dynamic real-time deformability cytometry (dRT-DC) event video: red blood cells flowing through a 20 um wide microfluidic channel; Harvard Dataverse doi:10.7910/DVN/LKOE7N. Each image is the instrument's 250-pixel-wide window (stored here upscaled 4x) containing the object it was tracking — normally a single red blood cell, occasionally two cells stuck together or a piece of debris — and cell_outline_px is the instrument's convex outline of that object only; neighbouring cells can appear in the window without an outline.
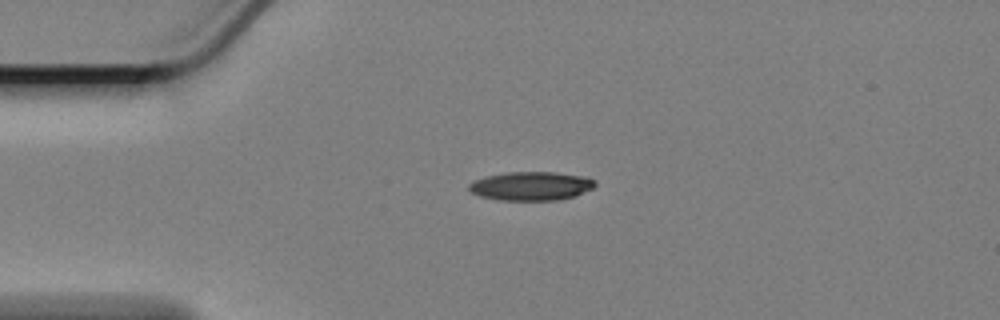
{"species": "Egyptian fruit bat (a non-hibernating species)", "species_latin": "Rousettus aegyptiacus", "temperature_condition": "cold", "stored_images_in_passage": 39, "camera_frame_rate_fps": 3000, "um_per_image_px": 0.085, "animal": {"sex": "female"}, "frame": {"image": 1, "passage_image": 1, "time_ms": 0.0, "image_size_px": [1000, 320], "cell_outline_px": [[596, 184], [592, 188], [576, 196], [560, 200], [496, 200], [480, 196], [472, 192], [468, 188], [468, 184], [476, 180], [488, 176], [508, 172], [556, 172], [588, 176], [596, 180]], "centroid_in_image_um": [45.2, 15.81], "position_along_channel_um": 39.8, "area_um2": 21.27}}
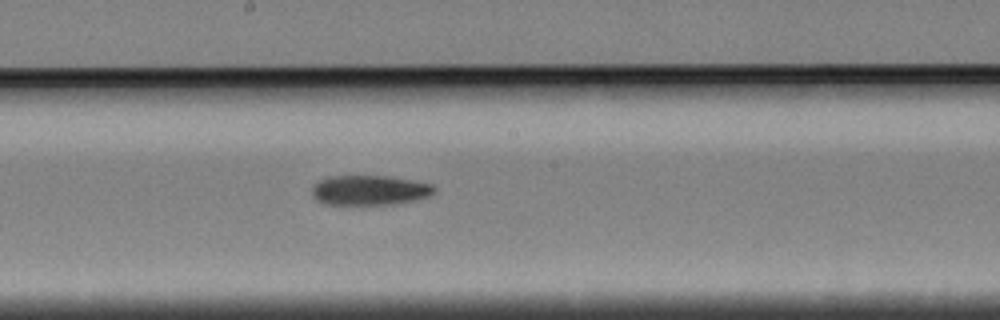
{"frame": {"image": 2, "passage_image": 19, "time_ms": 6.0, "image_size_px": [1000, 320], "cell_outline_px": [[436, 192], [428, 196], [396, 204], [324, 204], [316, 200], [312, 196], [312, 188], [320, 180], [328, 176], [388, 176], [412, 180], [432, 184], [436, 188]], "centroid_in_image_um": [31.41, 16.16], "position_along_channel_um": 216.8, "area_um2": 21.21}}
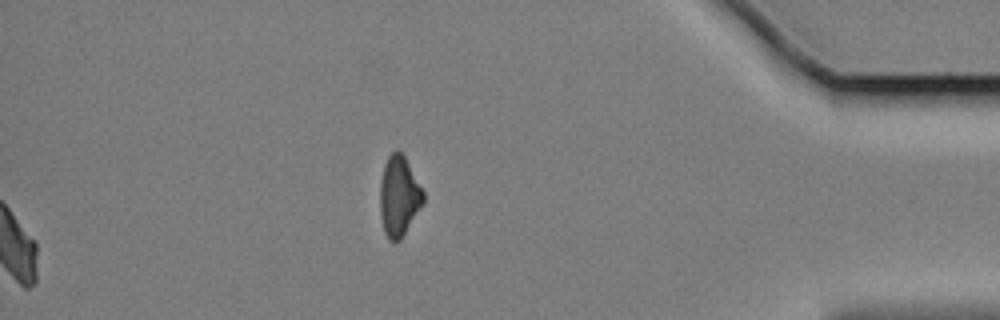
{"frame": {"image": 3, "passage_image": 39, "time_ms": 12.667, "image_size_px": [1000, 320], "cell_outline_px": [[424, 204], [400, 240], [392, 244], [388, 240], [384, 232], [380, 216], [380, 180], [384, 164], [388, 156], [396, 148], [404, 156], [424, 192]], "centroid_in_image_um": [33.9, 16.71], "position_along_channel_um": 401.3, "area_um2": 20.46}, "authors_computed_cell_mechanics": {"area_um2": 21.5016, "velocity_mm_per_s": 3.3516, "shape_relaxation_time_tau1_ms": 6.8747, "shape_relaxation_time_tau2_ms": null, "deformation_change_tau1": 0.149, "deformation_change_tau2": null}}